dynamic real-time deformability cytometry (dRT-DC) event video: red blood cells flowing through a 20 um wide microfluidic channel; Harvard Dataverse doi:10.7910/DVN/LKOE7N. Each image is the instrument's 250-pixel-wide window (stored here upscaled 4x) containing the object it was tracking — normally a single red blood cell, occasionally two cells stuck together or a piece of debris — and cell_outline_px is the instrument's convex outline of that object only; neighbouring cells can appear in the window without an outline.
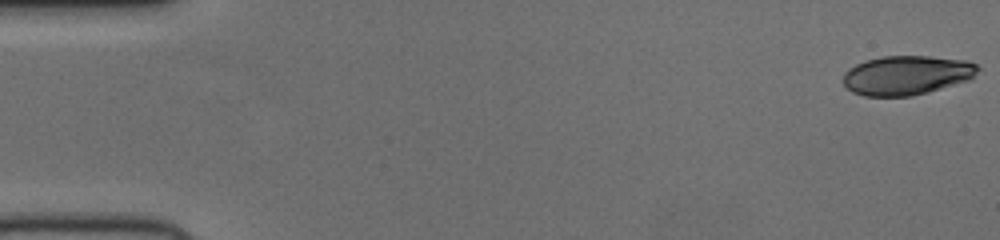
{"species": "human", "species_latin": "Homo sapiens", "temperature_condition": "cold", "stored_images_in_passage": 52, "camera_frame_rate_fps": 3000, "um_per_image_px": 0.085, "donor": {"sex": "female"}, "frame": {"image": 1, "passage_image": 1, "time_ms": 0.0, "image_size_px": [1000, 240], "cell_outline_px": [[980, 68], [968, 80], [928, 92], [912, 96], [864, 96], [852, 92], [844, 84], [844, 72], [848, 68], [864, 60], [884, 56], [928, 56], [964, 60], [976, 64]], "centroid_in_image_um": [77.03, 6.39], "position_along_channel_um": 8.0, "area_um2": 30.69}}
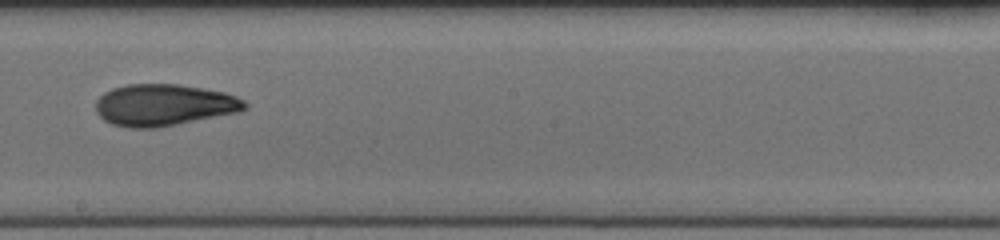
{"frame": {"image": 2, "passage_image": 30, "time_ms": 9.667, "image_size_px": [1000, 240], "cell_outline_px": [[248, 108], [240, 112], [156, 128], [128, 128], [112, 124], [104, 120], [96, 112], [96, 100], [104, 92], [112, 88], [128, 84], [176, 84], [204, 88], [224, 92], [236, 96], [244, 100], [248, 104]], "centroid_in_image_um": [13.94, 8.93], "position_along_channel_um": 234.3, "area_um2": 36.41}}
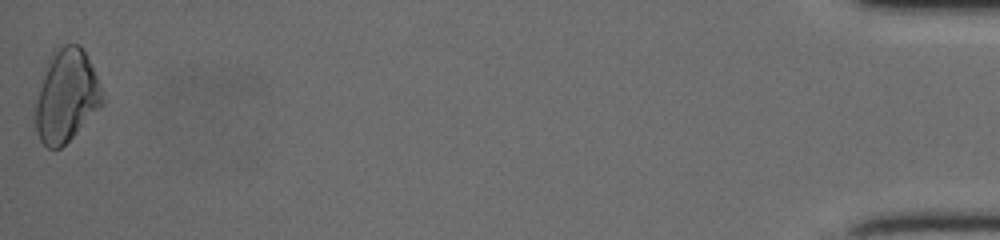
{"frame": {"image": 3, "passage_image": 52, "time_ms": 17.0, "image_size_px": [1000, 240], "cell_outline_px": [[104, 104], [60, 148], [48, 148], [40, 140], [36, 132], [36, 100], [44, 68], [52, 52], [56, 48], [64, 44], [80, 44], [96, 76], [104, 96]], "centroid_in_image_um": [5.63, 8.13], "position_along_channel_um": 429.6, "area_um2": 35.72}}